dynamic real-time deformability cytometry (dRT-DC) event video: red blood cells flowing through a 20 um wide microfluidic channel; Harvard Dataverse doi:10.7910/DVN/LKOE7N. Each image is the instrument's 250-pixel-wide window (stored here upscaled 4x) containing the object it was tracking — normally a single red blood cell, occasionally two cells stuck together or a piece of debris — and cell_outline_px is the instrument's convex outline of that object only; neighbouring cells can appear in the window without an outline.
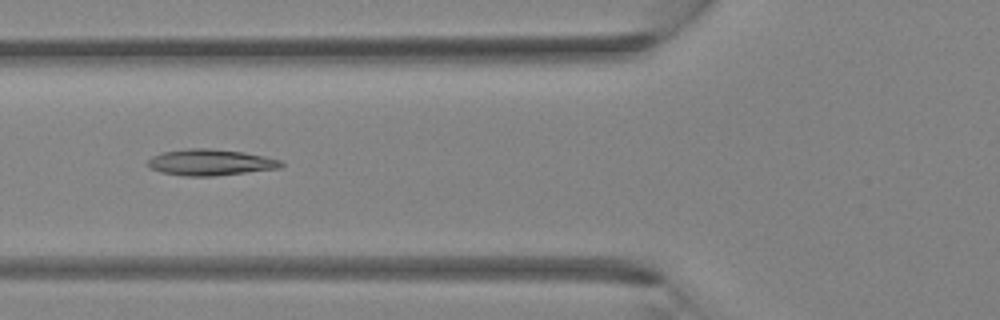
{"species": "Egyptian fruit bat (a non-hibernating species)", "species_latin": "Rousettus aegyptiacus", "temperature_condition": "room temperature", "stored_images_in_passage": 38, "camera_frame_rate_fps": 3000, "um_per_image_px": 0.085, "animal": {"sex": "female"}, "frame": {"image": 1, "passage_image": 14, "time_ms": 4.333, "image_size_px": [1000, 320], "cell_outline_px": [[284, 164], [280, 168], [216, 176], [184, 176], [160, 172], [144, 164], [152, 156], [164, 152], [188, 148], [208, 148], [244, 152], [264, 156], [280, 160]], "centroid_in_image_um": [17.87, 13.8], "position_along_channel_um": 107.9, "area_um2": 20.4}}
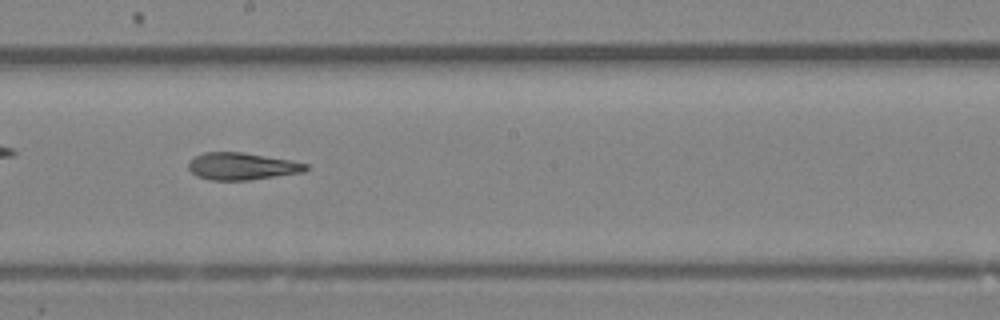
{"frame": {"image": 2, "passage_image": 21, "time_ms": 6.667, "image_size_px": [1000, 320], "cell_outline_px": [[308, 168], [304, 172], [248, 180], [208, 180], [196, 176], [188, 168], [188, 164], [196, 156], [204, 152], [244, 152], [288, 160], [308, 164]], "centroid_in_image_um": [20.54, 14.14], "position_along_channel_um": 227.7, "area_um2": 18.44}}
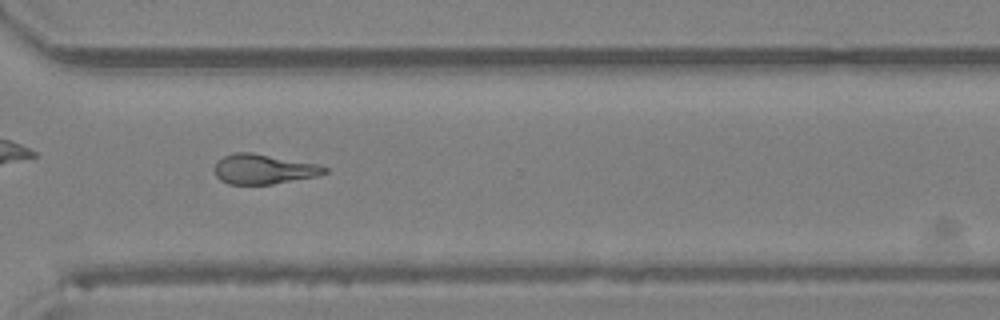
{"frame": {"image": 3, "passage_image": 28, "time_ms": 9.0, "image_size_px": [1000, 320], "cell_outline_px": [[328, 172], [316, 176], [272, 184], [228, 184], [220, 180], [216, 176], [216, 164], [224, 156], [236, 152], [252, 152], [316, 164], [328, 168]], "centroid_in_image_um": [22.41, 14.38], "position_along_channel_um": 348.2, "area_um2": 18.84}}